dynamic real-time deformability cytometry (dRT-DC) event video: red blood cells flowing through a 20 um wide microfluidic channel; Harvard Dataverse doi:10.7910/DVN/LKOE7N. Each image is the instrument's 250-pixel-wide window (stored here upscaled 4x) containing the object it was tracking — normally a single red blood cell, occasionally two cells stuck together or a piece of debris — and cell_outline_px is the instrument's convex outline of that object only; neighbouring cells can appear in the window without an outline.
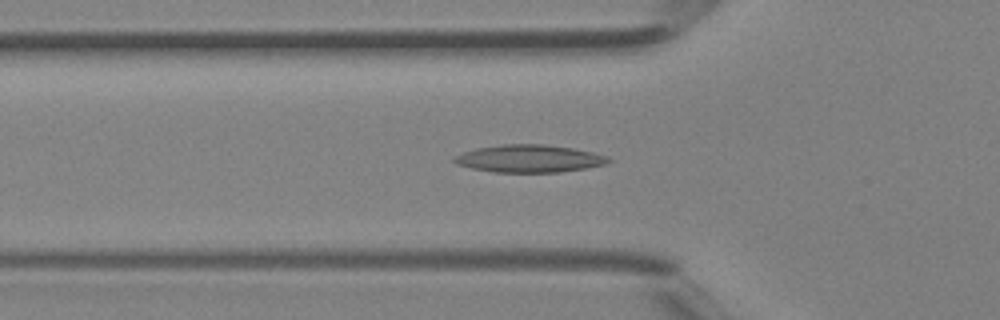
{"species": "Egyptian fruit bat (a non-hibernating species)", "species_latin": "Rousettus aegyptiacus", "temperature_condition": "room temperature", "stored_images_in_passage": 33, "camera_frame_rate_fps": 3000, "um_per_image_px": 0.085, "animal": {"sex": "female"}, "frame": {"image": 1, "passage_image": 8, "time_ms": 2.333, "image_size_px": [1000, 320], "cell_outline_px": [[612, 160], [604, 164], [584, 168], [560, 172], [492, 172], [472, 168], [456, 164], [452, 160], [456, 156], [464, 152], [476, 148], [504, 144], [540, 144], [572, 148], [592, 152], [608, 156]], "centroid_in_image_um": [44.97, 13.48], "position_along_channel_um": 80.8, "area_um2": 24.51}}
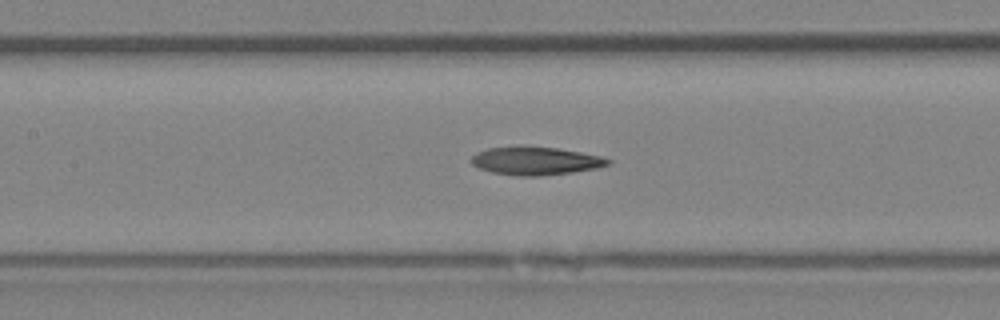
{"frame": {"image": 2, "passage_image": 13, "time_ms": 4.0, "image_size_px": [1000, 320], "cell_outline_px": [[612, 160], [608, 164], [596, 168], [572, 172], [540, 176], [520, 176], [492, 172], [480, 168], [472, 164], [472, 156], [476, 152], [488, 148], [556, 148], [580, 152], [600, 156]], "centroid_in_image_um": [45.54, 13.7], "position_along_channel_um": 161.9, "area_um2": 21.62}}
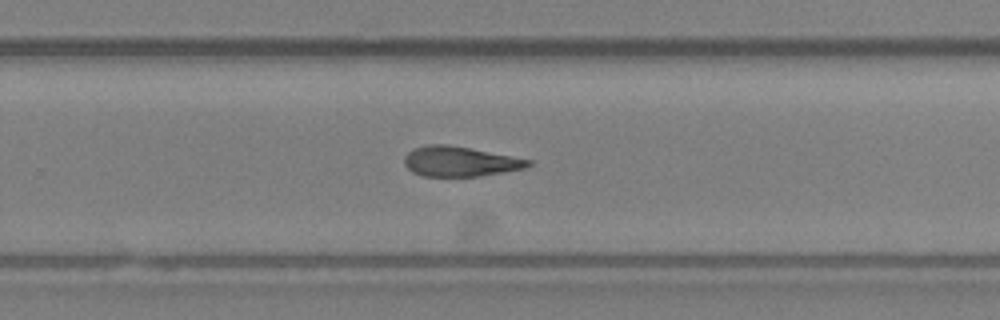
{"frame": {"image": 3, "passage_image": 21, "time_ms": 6.667, "image_size_px": [1000, 320], "cell_outline_px": [[532, 164], [528, 168], [504, 172], [476, 176], [424, 176], [412, 172], [404, 164], [404, 156], [408, 152], [416, 148], [428, 144], [448, 144], [512, 156], [532, 160]], "centroid_in_image_um": [39.11, 13.72], "position_along_channel_um": 290.7, "area_um2": 21.62}}